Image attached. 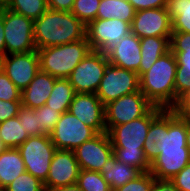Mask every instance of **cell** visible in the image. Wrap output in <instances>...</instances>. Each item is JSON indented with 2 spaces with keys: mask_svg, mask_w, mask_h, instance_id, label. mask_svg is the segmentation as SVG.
Wrapping results in <instances>:
<instances>
[{
  "mask_svg": "<svg viewBox=\"0 0 190 191\" xmlns=\"http://www.w3.org/2000/svg\"><path fill=\"white\" fill-rule=\"evenodd\" d=\"M0 100L21 101V90L2 71L0 72Z\"/></svg>",
  "mask_w": 190,
  "mask_h": 191,
  "instance_id": "35",
  "label": "cell"
},
{
  "mask_svg": "<svg viewBox=\"0 0 190 191\" xmlns=\"http://www.w3.org/2000/svg\"><path fill=\"white\" fill-rule=\"evenodd\" d=\"M137 11L146 9L166 8L167 0H128Z\"/></svg>",
  "mask_w": 190,
  "mask_h": 191,
  "instance_id": "39",
  "label": "cell"
},
{
  "mask_svg": "<svg viewBox=\"0 0 190 191\" xmlns=\"http://www.w3.org/2000/svg\"><path fill=\"white\" fill-rule=\"evenodd\" d=\"M136 10L128 0H101L96 19H119L131 25Z\"/></svg>",
  "mask_w": 190,
  "mask_h": 191,
  "instance_id": "24",
  "label": "cell"
},
{
  "mask_svg": "<svg viewBox=\"0 0 190 191\" xmlns=\"http://www.w3.org/2000/svg\"><path fill=\"white\" fill-rule=\"evenodd\" d=\"M108 64L106 53L91 50L67 79L76 93L96 94Z\"/></svg>",
  "mask_w": 190,
  "mask_h": 191,
  "instance_id": "8",
  "label": "cell"
},
{
  "mask_svg": "<svg viewBox=\"0 0 190 191\" xmlns=\"http://www.w3.org/2000/svg\"><path fill=\"white\" fill-rule=\"evenodd\" d=\"M6 55L35 51L34 21L6 9L3 15Z\"/></svg>",
  "mask_w": 190,
  "mask_h": 191,
  "instance_id": "7",
  "label": "cell"
},
{
  "mask_svg": "<svg viewBox=\"0 0 190 191\" xmlns=\"http://www.w3.org/2000/svg\"><path fill=\"white\" fill-rule=\"evenodd\" d=\"M22 106L21 101H3L0 100V123L17 117Z\"/></svg>",
  "mask_w": 190,
  "mask_h": 191,
  "instance_id": "36",
  "label": "cell"
},
{
  "mask_svg": "<svg viewBox=\"0 0 190 191\" xmlns=\"http://www.w3.org/2000/svg\"><path fill=\"white\" fill-rule=\"evenodd\" d=\"M68 111L97 133L106 132L105 105L96 94L76 93Z\"/></svg>",
  "mask_w": 190,
  "mask_h": 191,
  "instance_id": "17",
  "label": "cell"
},
{
  "mask_svg": "<svg viewBox=\"0 0 190 191\" xmlns=\"http://www.w3.org/2000/svg\"><path fill=\"white\" fill-rule=\"evenodd\" d=\"M140 91L138 73L108 64L96 95L106 105L122 96Z\"/></svg>",
  "mask_w": 190,
  "mask_h": 191,
  "instance_id": "9",
  "label": "cell"
},
{
  "mask_svg": "<svg viewBox=\"0 0 190 191\" xmlns=\"http://www.w3.org/2000/svg\"><path fill=\"white\" fill-rule=\"evenodd\" d=\"M29 137L18 117L0 123V141L4 148H18Z\"/></svg>",
  "mask_w": 190,
  "mask_h": 191,
  "instance_id": "26",
  "label": "cell"
},
{
  "mask_svg": "<svg viewBox=\"0 0 190 191\" xmlns=\"http://www.w3.org/2000/svg\"><path fill=\"white\" fill-rule=\"evenodd\" d=\"M167 11L172 20V31L190 33V0H167Z\"/></svg>",
  "mask_w": 190,
  "mask_h": 191,
  "instance_id": "27",
  "label": "cell"
},
{
  "mask_svg": "<svg viewBox=\"0 0 190 191\" xmlns=\"http://www.w3.org/2000/svg\"><path fill=\"white\" fill-rule=\"evenodd\" d=\"M109 63L138 73L141 63L140 38L130 32L106 53Z\"/></svg>",
  "mask_w": 190,
  "mask_h": 191,
  "instance_id": "19",
  "label": "cell"
},
{
  "mask_svg": "<svg viewBox=\"0 0 190 191\" xmlns=\"http://www.w3.org/2000/svg\"><path fill=\"white\" fill-rule=\"evenodd\" d=\"M76 92L68 79L58 78L55 80L52 92L47 99L46 105L58 110L61 114L69 110Z\"/></svg>",
  "mask_w": 190,
  "mask_h": 191,
  "instance_id": "25",
  "label": "cell"
},
{
  "mask_svg": "<svg viewBox=\"0 0 190 191\" xmlns=\"http://www.w3.org/2000/svg\"><path fill=\"white\" fill-rule=\"evenodd\" d=\"M6 9H7L6 0H0V19L3 18Z\"/></svg>",
  "mask_w": 190,
  "mask_h": 191,
  "instance_id": "45",
  "label": "cell"
},
{
  "mask_svg": "<svg viewBox=\"0 0 190 191\" xmlns=\"http://www.w3.org/2000/svg\"><path fill=\"white\" fill-rule=\"evenodd\" d=\"M151 191H179L170 180L155 179Z\"/></svg>",
  "mask_w": 190,
  "mask_h": 191,
  "instance_id": "41",
  "label": "cell"
},
{
  "mask_svg": "<svg viewBox=\"0 0 190 191\" xmlns=\"http://www.w3.org/2000/svg\"><path fill=\"white\" fill-rule=\"evenodd\" d=\"M90 51L91 48L86 36L75 42L37 49L40 70L57 79H67Z\"/></svg>",
  "mask_w": 190,
  "mask_h": 191,
  "instance_id": "5",
  "label": "cell"
},
{
  "mask_svg": "<svg viewBox=\"0 0 190 191\" xmlns=\"http://www.w3.org/2000/svg\"><path fill=\"white\" fill-rule=\"evenodd\" d=\"M101 0H74L71 13L85 26L96 20L98 7Z\"/></svg>",
  "mask_w": 190,
  "mask_h": 191,
  "instance_id": "30",
  "label": "cell"
},
{
  "mask_svg": "<svg viewBox=\"0 0 190 191\" xmlns=\"http://www.w3.org/2000/svg\"><path fill=\"white\" fill-rule=\"evenodd\" d=\"M74 0H47L49 9L71 12Z\"/></svg>",
  "mask_w": 190,
  "mask_h": 191,
  "instance_id": "40",
  "label": "cell"
},
{
  "mask_svg": "<svg viewBox=\"0 0 190 191\" xmlns=\"http://www.w3.org/2000/svg\"><path fill=\"white\" fill-rule=\"evenodd\" d=\"M170 50L176 57L175 105L179 97L190 89V33L172 32Z\"/></svg>",
  "mask_w": 190,
  "mask_h": 191,
  "instance_id": "18",
  "label": "cell"
},
{
  "mask_svg": "<svg viewBox=\"0 0 190 191\" xmlns=\"http://www.w3.org/2000/svg\"><path fill=\"white\" fill-rule=\"evenodd\" d=\"M170 182L179 191H190V163L187 164L178 174L170 179Z\"/></svg>",
  "mask_w": 190,
  "mask_h": 191,
  "instance_id": "37",
  "label": "cell"
},
{
  "mask_svg": "<svg viewBox=\"0 0 190 191\" xmlns=\"http://www.w3.org/2000/svg\"><path fill=\"white\" fill-rule=\"evenodd\" d=\"M177 60L170 50L140 77V91L154 105L164 109L175 106Z\"/></svg>",
  "mask_w": 190,
  "mask_h": 191,
  "instance_id": "4",
  "label": "cell"
},
{
  "mask_svg": "<svg viewBox=\"0 0 190 191\" xmlns=\"http://www.w3.org/2000/svg\"><path fill=\"white\" fill-rule=\"evenodd\" d=\"M56 79L40 70L29 85L21 91L22 106L36 109L45 105Z\"/></svg>",
  "mask_w": 190,
  "mask_h": 191,
  "instance_id": "20",
  "label": "cell"
},
{
  "mask_svg": "<svg viewBox=\"0 0 190 191\" xmlns=\"http://www.w3.org/2000/svg\"><path fill=\"white\" fill-rule=\"evenodd\" d=\"M17 149L23 159L26 171L44 183L57 150L50 136L45 134L30 136Z\"/></svg>",
  "mask_w": 190,
  "mask_h": 191,
  "instance_id": "6",
  "label": "cell"
},
{
  "mask_svg": "<svg viewBox=\"0 0 190 191\" xmlns=\"http://www.w3.org/2000/svg\"><path fill=\"white\" fill-rule=\"evenodd\" d=\"M156 178L150 171L141 172L133 180L120 186L113 191H151L153 182Z\"/></svg>",
  "mask_w": 190,
  "mask_h": 191,
  "instance_id": "34",
  "label": "cell"
},
{
  "mask_svg": "<svg viewBox=\"0 0 190 191\" xmlns=\"http://www.w3.org/2000/svg\"><path fill=\"white\" fill-rule=\"evenodd\" d=\"M164 110L153 106L144 116L111 127L107 134L110 138L113 155L123 164L136 168L140 173L150 171L143 146L148 134L151 122Z\"/></svg>",
  "mask_w": 190,
  "mask_h": 191,
  "instance_id": "2",
  "label": "cell"
},
{
  "mask_svg": "<svg viewBox=\"0 0 190 191\" xmlns=\"http://www.w3.org/2000/svg\"><path fill=\"white\" fill-rule=\"evenodd\" d=\"M39 71L40 60L37 50L4 57L3 72L21 91L29 85Z\"/></svg>",
  "mask_w": 190,
  "mask_h": 191,
  "instance_id": "15",
  "label": "cell"
},
{
  "mask_svg": "<svg viewBox=\"0 0 190 191\" xmlns=\"http://www.w3.org/2000/svg\"><path fill=\"white\" fill-rule=\"evenodd\" d=\"M100 173L108 182L112 190L125 185L140 174L136 168L118 161L114 155L109 157L103 165Z\"/></svg>",
  "mask_w": 190,
  "mask_h": 191,
  "instance_id": "23",
  "label": "cell"
},
{
  "mask_svg": "<svg viewBox=\"0 0 190 191\" xmlns=\"http://www.w3.org/2000/svg\"><path fill=\"white\" fill-rule=\"evenodd\" d=\"M79 172L80 167L74 151L57 149L44 182L45 190L76 184Z\"/></svg>",
  "mask_w": 190,
  "mask_h": 191,
  "instance_id": "16",
  "label": "cell"
},
{
  "mask_svg": "<svg viewBox=\"0 0 190 191\" xmlns=\"http://www.w3.org/2000/svg\"><path fill=\"white\" fill-rule=\"evenodd\" d=\"M131 32V25L119 19H96L86 26L91 50L107 53Z\"/></svg>",
  "mask_w": 190,
  "mask_h": 191,
  "instance_id": "12",
  "label": "cell"
},
{
  "mask_svg": "<svg viewBox=\"0 0 190 191\" xmlns=\"http://www.w3.org/2000/svg\"><path fill=\"white\" fill-rule=\"evenodd\" d=\"M131 32L140 39L149 36L171 37V16L166 8L137 11L131 23Z\"/></svg>",
  "mask_w": 190,
  "mask_h": 191,
  "instance_id": "13",
  "label": "cell"
},
{
  "mask_svg": "<svg viewBox=\"0 0 190 191\" xmlns=\"http://www.w3.org/2000/svg\"><path fill=\"white\" fill-rule=\"evenodd\" d=\"M98 133L69 111L61 114L56 127L49 134L56 149L75 150Z\"/></svg>",
  "mask_w": 190,
  "mask_h": 191,
  "instance_id": "11",
  "label": "cell"
},
{
  "mask_svg": "<svg viewBox=\"0 0 190 191\" xmlns=\"http://www.w3.org/2000/svg\"><path fill=\"white\" fill-rule=\"evenodd\" d=\"M73 151L80 169L96 172H100L113 155V147L107 132L98 133Z\"/></svg>",
  "mask_w": 190,
  "mask_h": 191,
  "instance_id": "14",
  "label": "cell"
},
{
  "mask_svg": "<svg viewBox=\"0 0 190 191\" xmlns=\"http://www.w3.org/2000/svg\"><path fill=\"white\" fill-rule=\"evenodd\" d=\"M3 191H46L44 183L25 171L7 185Z\"/></svg>",
  "mask_w": 190,
  "mask_h": 191,
  "instance_id": "31",
  "label": "cell"
},
{
  "mask_svg": "<svg viewBox=\"0 0 190 191\" xmlns=\"http://www.w3.org/2000/svg\"><path fill=\"white\" fill-rule=\"evenodd\" d=\"M154 105L141 91L122 96L105 105L106 132L114 126L144 116Z\"/></svg>",
  "mask_w": 190,
  "mask_h": 191,
  "instance_id": "10",
  "label": "cell"
},
{
  "mask_svg": "<svg viewBox=\"0 0 190 191\" xmlns=\"http://www.w3.org/2000/svg\"><path fill=\"white\" fill-rule=\"evenodd\" d=\"M35 114L38 116L39 129L45 135H49L52 132L61 116L58 110L50 108L46 104L36 108Z\"/></svg>",
  "mask_w": 190,
  "mask_h": 191,
  "instance_id": "32",
  "label": "cell"
},
{
  "mask_svg": "<svg viewBox=\"0 0 190 191\" xmlns=\"http://www.w3.org/2000/svg\"><path fill=\"white\" fill-rule=\"evenodd\" d=\"M172 110L180 117L190 119V89L182 94Z\"/></svg>",
  "mask_w": 190,
  "mask_h": 191,
  "instance_id": "38",
  "label": "cell"
},
{
  "mask_svg": "<svg viewBox=\"0 0 190 191\" xmlns=\"http://www.w3.org/2000/svg\"><path fill=\"white\" fill-rule=\"evenodd\" d=\"M26 171L17 148H4L0 152V188L4 189Z\"/></svg>",
  "mask_w": 190,
  "mask_h": 191,
  "instance_id": "22",
  "label": "cell"
},
{
  "mask_svg": "<svg viewBox=\"0 0 190 191\" xmlns=\"http://www.w3.org/2000/svg\"><path fill=\"white\" fill-rule=\"evenodd\" d=\"M170 38L149 36L140 39L141 63L139 77L147 72L161 56L170 51Z\"/></svg>",
  "mask_w": 190,
  "mask_h": 191,
  "instance_id": "21",
  "label": "cell"
},
{
  "mask_svg": "<svg viewBox=\"0 0 190 191\" xmlns=\"http://www.w3.org/2000/svg\"><path fill=\"white\" fill-rule=\"evenodd\" d=\"M4 149V146L2 145V142L0 141V152Z\"/></svg>",
  "mask_w": 190,
  "mask_h": 191,
  "instance_id": "47",
  "label": "cell"
},
{
  "mask_svg": "<svg viewBox=\"0 0 190 191\" xmlns=\"http://www.w3.org/2000/svg\"><path fill=\"white\" fill-rule=\"evenodd\" d=\"M0 54L6 55L3 18L0 19Z\"/></svg>",
  "mask_w": 190,
  "mask_h": 191,
  "instance_id": "42",
  "label": "cell"
},
{
  "mask_svg": "<svg viewBox=\"0 0 190 191\" xmlns=\"http://www.w3.org/2000/svg\"><path fill=\"white\" fill-rule=\"evenodd\" d=\"M186 144L190 152V119H186Z\"/></svg>",
  "mask_w": 190,
  "mask_h": 191,
  "instance_id": "44",
  "label": "cell"
},
{
  "mask_svg": "<svg viewBox=\"0 0 190 191\" xmlns=\"http://www.w3.org/2000/svg\"><path fill=\"white\" fill-rule=\"evenodd\" d=\"M82 191H113L100 172L80 169L77 183Z\"/></svg>",
  "mask_w": 190,
  "mask_h": 191,
  "instance_id": "29",
  "label": "cell"
},
{
  "mask_svg": "<svg viewBox=\"0 0 190 191\" xmlns=\"http://www.w3.org/2000/svg\"><path fill=\"white\" fill-rule=\"evenodd\" d=\"M19 122L22 125L29 136H40L44 133L39 129L38 116L35 114V109L21 106L17 115Z\"/></svg>",
  "mask_w": 190,
  "mask_h": 191,
  "instance_id": "33",
  "label": "cell"
},
{
  "mask_svg": "<svg viewBox=\"0 0 190 191\" xmlns=\"http://www.w3.org/2000/svg\"><path fill=\"white\" fill-rule=\"evenodd\" d=\"M49 191H82L77 184L52 188Z\"/></svg>",
  "mask_w": 190,
  "mask_h": 191,
  "instance_id": "43",
  "label": "cell"
},
{
  "mask_svg": "<svg viewBox=\"0 0 190 191\" xmlns=\"http://www.w3.org/2000/svg\"><path fill=\"white\" fill-rule=\"evenodd\" d=\"M36 49L59 46L83 39L86 26L71 12L47 9L34 20Z\"/></svg>",
  "mask_w": 190,
  "mask_h": 191,
  "instance_id": "3",
  "label": "cell"
},
{
  "mask_svg": "<svg viewBox=\"0 0 190 191\" xmlns=\"http://www.w3.org/2000/svg\"><path fill=\"white\" fill-rule=\"evenodd\" d=\"M4 55L0 54V72L3 71V61H4Z\"/></svg>",
  "mask_w": 190,
  "mask_h": 191,
  "instance_id": "46",
  "label": "cell"
},
{
  "mask_svg": "<svg viewBox=\"0 0 190 191\" xmlns=\"http://www.w3.org/2000/svg\"><path fill=\"white\" fill-rule=\"evenodd\" d=\"M6 6L33 21L48 9L47 0H6Z\"/></svg>",
  "mask_w": 190,
  "mask_h": 191,
  "instance_id": "28",
  "label": "cell"
},
{
  "mask_svg": "<svg viewBox=\"0 0 190 191\" xmlns=\"http://www.w3.org/2000/svg\"><path fill=\"white\" fill-rule=\"evenodd\" d=\"M143 150L153 176L157 180H170L190 163L186 118L172 109H164L151 122Z\"/></svg>",
  "mask_w": 190,
  "mask_h": 191,
  "instance_id": "1",
  "label": "cell"
}]
</instances>
